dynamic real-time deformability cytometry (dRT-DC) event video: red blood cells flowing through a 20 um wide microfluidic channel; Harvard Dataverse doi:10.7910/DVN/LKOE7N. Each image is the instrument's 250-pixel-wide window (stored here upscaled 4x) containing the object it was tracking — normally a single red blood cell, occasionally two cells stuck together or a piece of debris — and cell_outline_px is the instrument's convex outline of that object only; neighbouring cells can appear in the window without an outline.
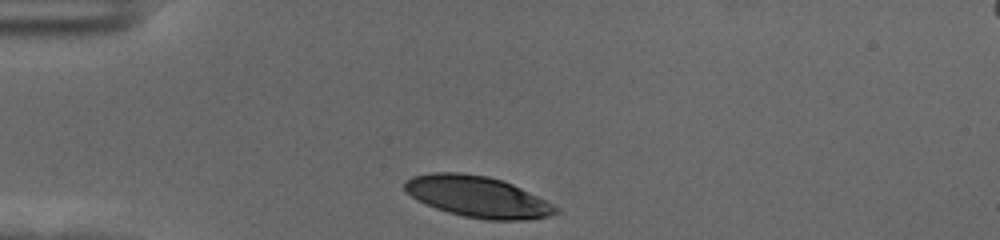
{"species": "human", "species_latin": "Homo sapiens", "temperature_condition": "cold", "stored_images_in_passage": 33, "camera_frame_rate_fps": 3000, "um_per_image_px": 0.085, "donor": {"sex": "female"}, "frame": {"image": 1, "passage_image": 1, "time_ms": 0.0, "image_size_px": [1000, 240], "cell_outline_px": [[560, 212], [548, 216], [520, 220], [488, 220], [464, 216], [448, 212], [436, 208], [412, 196], [404, 188], [404, 180], [412, 176], [432, 172], [460, 172], [488, 176], [504, 180], [560, 208]], "centroid_in_image_um": [40.59, 16.71], "position_along_channel_um": 44.4, "area_um2": 35.89}}
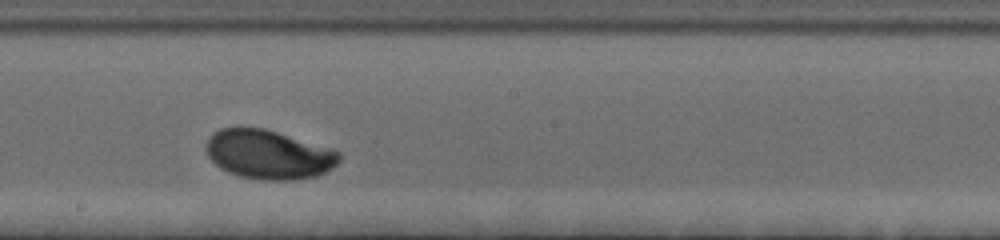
{"frame": {"image": 2, "passage_image": 19, "time_ms": 6.0, "image_size_px": [1000, 240], "cell_outline_px": [[340, 160], [328, 172], [316, 176], [296, 180], [260, 180], [240, 176], [228, 172], [220, 168], [208, 156], [204, 144], [208, 136], [212, 132], [220, 128], [264, 128], [336, 148], [340, 152]], "centroid_in_image_um": [22.86, 13.12], "position_along_channel_um": 225.3, "area_um2": 38.78}}
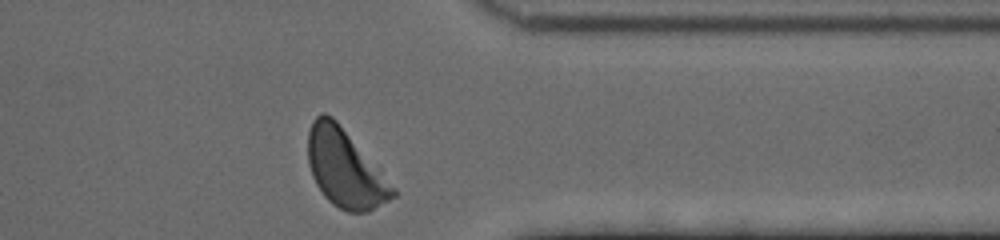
{"frame": {"image": 3, "passage_image": 33, "time_ms": 10.667, "image_size_px": [1000, 240], "cell_outline_px": [[396, 196], [368, 212], [348, 212], [332, 204], [324, 196], [316, 184], [312, 176], [308, 164], [308, 132], [312, 120], [320, 112], [324, 112], [332, 116], [336, 120], [380, 168], [396, 188]], "centroid_in_image_um": [29.33, 14.31], "position_along_channel_um": 382.1, "area_um2": 38.67}, "authors_computed_cell_mechanics": {"area_um2": 37.1654, "velocity_mm_per_s": 3.4826, "shape_relaxation_time_tau1_ms": 2.9715, "shape_relaxation_time_tau2_ms": null, "deformation_change_tau1": 0.1658, "deformation_change_tau2": null}}